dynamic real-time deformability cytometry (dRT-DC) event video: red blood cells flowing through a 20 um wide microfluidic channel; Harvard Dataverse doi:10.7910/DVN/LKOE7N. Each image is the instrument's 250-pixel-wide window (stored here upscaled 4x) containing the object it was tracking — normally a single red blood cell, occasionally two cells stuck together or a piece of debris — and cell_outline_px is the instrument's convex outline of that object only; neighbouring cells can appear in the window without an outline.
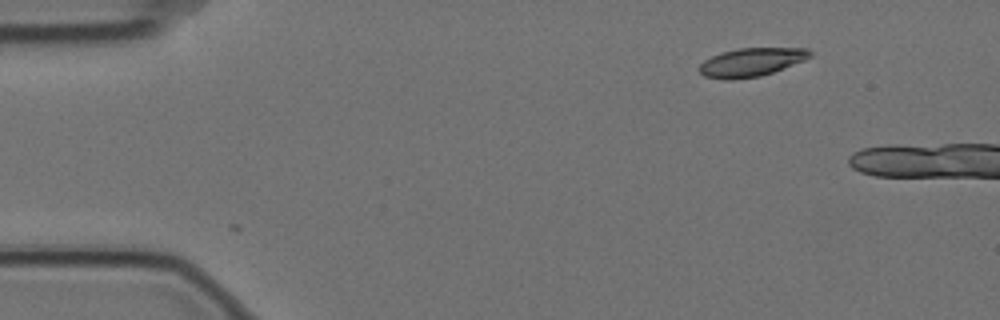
{"species": "Egyptian fruit bat (a non-hibernating species)", "species_latin": "Rousettus aegyptiacus", "temperature_condition": "cold", "stored_images_in_passage": 3, "camera_frame_rate_fps": 3000, "um_per_image_px": 0.085, "animal": {"sex": "female"}, "frame": {"image": 1, "passage_image": 1, "time_ms": 0.0, "image_size_px": [1000, 320], "cell_outline_px": [[812, 56], [804, 60], [772, 72], [760, 76], [732, 80], [724, 80], [704, 76], [700, 72], [700, 64], [704, 60], [712, 56], [724, 52], [740, 48], [808, 48], [812, 52]], "centroid_in_image_um": [63.86, 5.29], "position_along_channel_um": 21.1, "area_um2": 18.21}}